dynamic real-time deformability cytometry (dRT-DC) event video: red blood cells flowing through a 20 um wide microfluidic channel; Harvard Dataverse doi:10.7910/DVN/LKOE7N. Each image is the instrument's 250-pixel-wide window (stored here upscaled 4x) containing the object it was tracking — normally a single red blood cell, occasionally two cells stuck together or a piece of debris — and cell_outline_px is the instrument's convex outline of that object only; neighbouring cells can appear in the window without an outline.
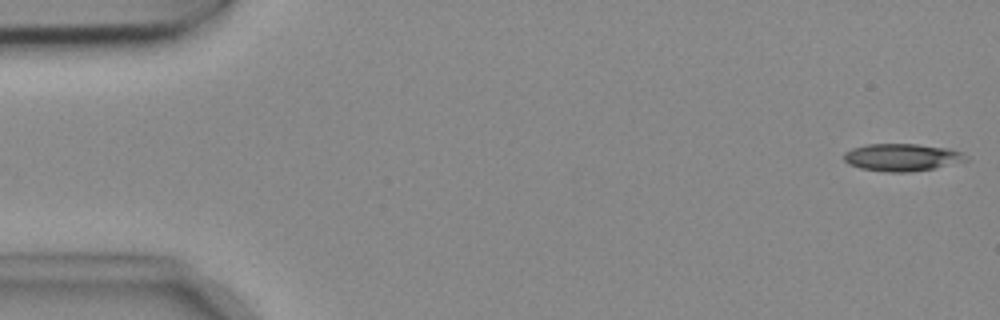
{"species": "common noctule bat (a hibernating species)", "species_latin": "Nyctalus noctula", "temperature_condition": "cold", "stored_images_in_passage": 53, "camera_frame_rate_fps": 3000, "um_per_image_px": 0.085, "animal": {"sex": "female", "body_mass_g": 18.4}, "frame": {"image": 1, "passage_image": 1, "time_ms": 0.0, "image_size_px": [1000, 320], "cell_outline_px": [[968, 160], [932, 168], [912, 172], [888, 172], [860, 168], [848, 164], [844, 160], [844, 152], [852, 148], [868, 144], [916, 144], [948, 148], [960, 152], [968, 156]], "centroid_in_image_um": [76.63, 13.37], "position_along_channel_um": 8.4, "area_um2": 19.36}}
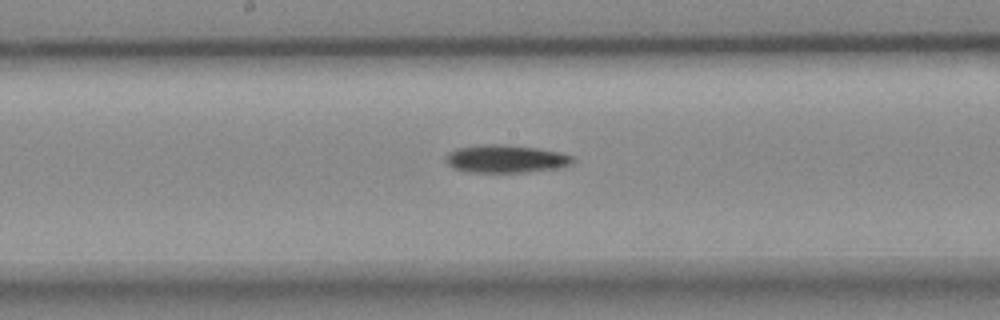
{"frame": {"image": 2, "passage_image": 27, "time_ms": 8.667, "image_size_px": [1000, 320], "cell_outline_px": [[572, 160], [568, 164], [556, 168], [528, 172], [464, 172], [452, 168], [444, 160], [444, 156], [448, 152], [456, 148], [476, 144], [500, 144], [536, 148], [556, 152], [572, 156]], "centroid_in_image_um": [42.84, 13.5], "position_along_channel_um": 205.4, "area_um2": 20.58}}
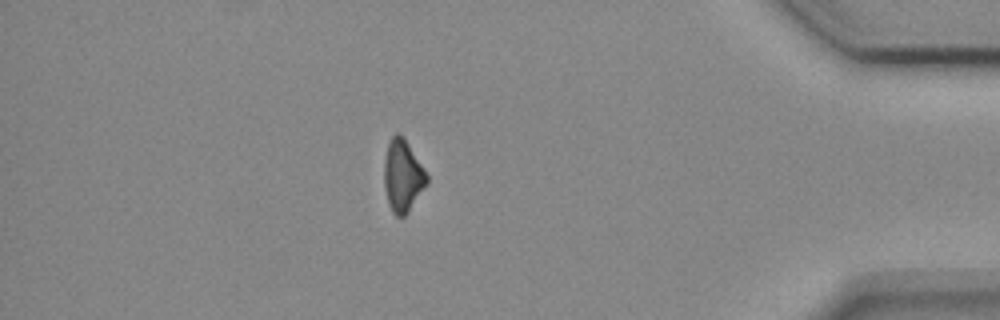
{"frame": {"image": 3, "passage_image": 46, "time_ms": 15.0, "image_size_px": [1000, 320], "cell_outline_px": [[428, 184], [408, 212], [404, 216], [396, 216], [392, 212], [388, 204], [384, 184], [384, 160], [388, 144], [392, 136], [396, 132], [404, 136], [424, 168], [428, 176]], "centroid_in_image_um": [34.24, 14.94], "position_along_channel_um": 401.0, "area_um2": 18.09}}